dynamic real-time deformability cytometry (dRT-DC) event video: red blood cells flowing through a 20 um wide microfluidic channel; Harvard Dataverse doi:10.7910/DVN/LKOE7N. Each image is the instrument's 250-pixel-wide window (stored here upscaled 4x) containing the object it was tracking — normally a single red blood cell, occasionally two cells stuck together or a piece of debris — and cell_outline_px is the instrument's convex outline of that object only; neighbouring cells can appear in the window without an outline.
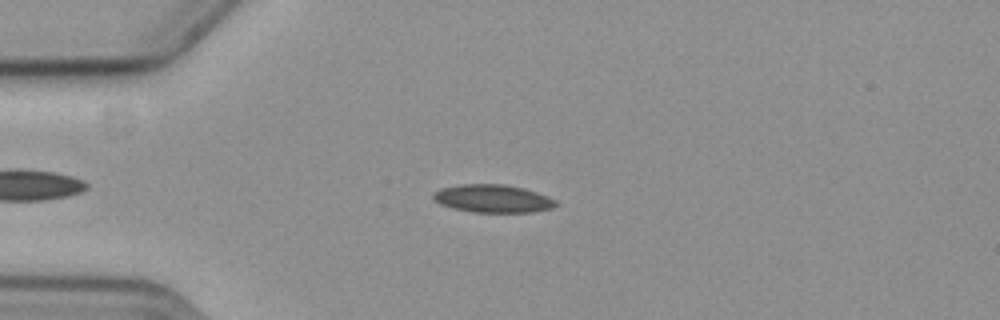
{"species": "common noctule bat (a hibernating species)", "species_latin": "Nyctalus noctula", "temperature_condition": "cold", "stored_images_in_passage": 50, "camera_frame_rate_fps": 3000, "um_per_image_px": 0.085, "animal": {"sex": "female", "body_mass_g": 19.3, "forearm_length_mm": 54.1}, "frame": {"image": 1, "passage_image": 11, "time_ms": 3.333, "image_size_px": [1000, 320], "cell_outline_px": [[560, 204], [552, 208], [532, 212], [472, 212], [452, 208], [440, 204], [432, 200], [432, 196], [440, 188], [460, 184], [504, 184], [524, 188], [536, 192], [556, 200]], "centroid_in_image_um": [41.88, 16.88], "position_along_channel_um": 43.1, "area_um2": 20.06}}
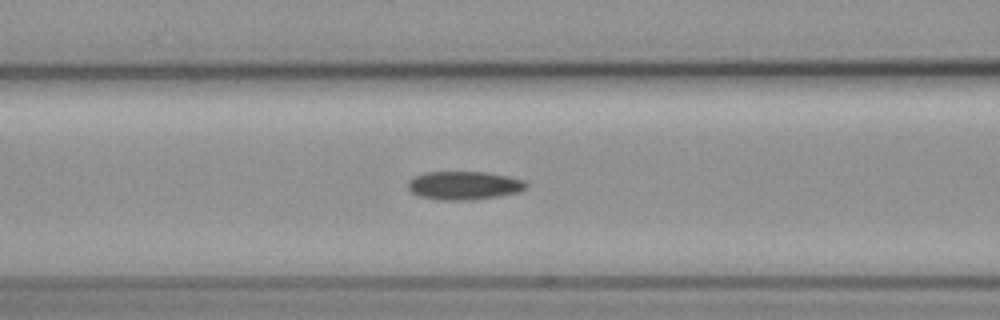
{"frame": {"image": 2, "passage_image": 20, "time_ms": 6.333, "image_size_px": [1000, 320], "cell_outline_px": [[528, 188], [520, 192], [496, 196], [468, 200], [440, 200], [420, 196], [412, 192], [408, 188], [408, 180], [424, 172], [484, 172], [508, 176], [524, 180], [528, 184]], "centroid_in_image_um": [39.46, 15.76], "position_along_channel_um": 127.1, "area_um2": 19.54}}
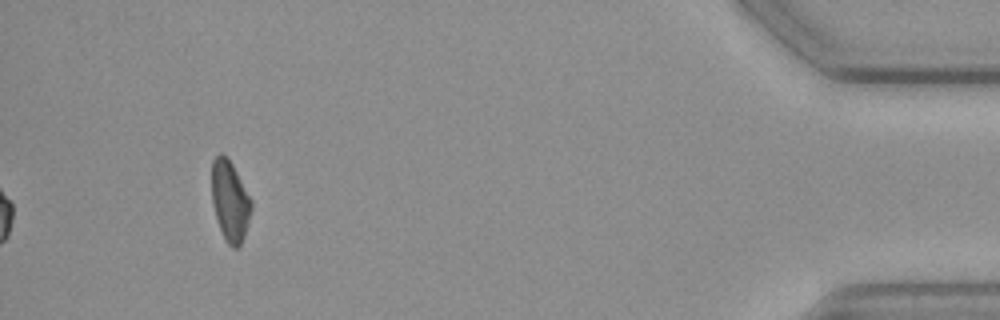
{"frame": {"image": 3, "passage_image": 50, "time_ms": 16.333, "image_size_px": [1000, 320], "cell_outline_px": [[252, 208], [244, 236], [240, 244], [236, 248], [232, 248], [224, 240], [212, 204], [212, 160], [220, 152], [232, 164], [252, 200]], "centroid_in_image_um": [19.54, 17.09], "position_along_channel_um": 415.7, "area_um2": 18.38}, "authors_computed_cell_mechanics": {"area_um2": 19.4786, "velocity_mm_per_s": 3.607, "shape_relaxation_time_tau1_ms": 4.2793, "shape_relaxation_time_tau2_ms": 6.7658, "deformation_change_tau1": 0.1172, "deformation_change_tau2": 0.1363}}